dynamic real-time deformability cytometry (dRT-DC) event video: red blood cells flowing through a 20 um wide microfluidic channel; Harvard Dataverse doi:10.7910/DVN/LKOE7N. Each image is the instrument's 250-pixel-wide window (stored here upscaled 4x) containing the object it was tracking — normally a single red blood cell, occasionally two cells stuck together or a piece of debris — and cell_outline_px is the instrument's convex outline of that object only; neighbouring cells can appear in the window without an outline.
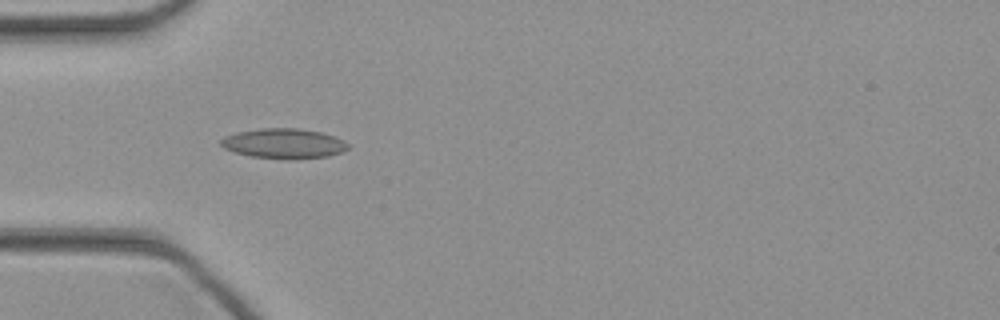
{"species": "common noctule bat (a hibernating species)", "species_latin": "Nyctalus noctula", "temperature_condition": "cold", "stored_images_in_passage": 12, "camera_frame_rate_fps": 3000, "um_per_image_px": 0.085, "animal": {"sex": "female", "body_mass_g": 21.9}, "frame": {"image": 1, "passage_image": 4, "time_ms": 1.0, "image_size_px": [1000, 320], "cell_outline_px": [[348, 148], [344, 152], [328, 156], [292, 160], [288, 160], [252, 156], [236, 152], [224, 148], [220, 144], [220, 140], [224, 136], [236, 132], [260, 128], [300, 128], [320, 132], [344, 140], [348, 144]], "centroid_in_image_um": [24.13, 12.2], "position_along_channel_um": 60.9, "area_um2": 22.37}}
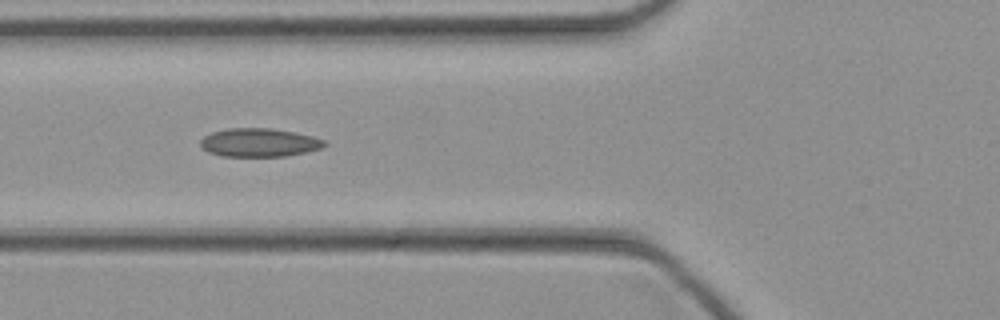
{"frame": {"image": 2, "passage_image": 7, "time_ms": 2.0, "image_size_px": [1000, 320], "cell_outline_px": [[328, 144], [324, 148], [284, 156], [224, 156], [208, 152], [200, 144], [200, 140], [204, 136], [212, 132], [228, 128], [272, 128], [296, 132], [328, 140]], "centroid_in_image_um": [22.09, 12.1], "position_along_channel_um": 103.7, "area_um2": 20.69}}